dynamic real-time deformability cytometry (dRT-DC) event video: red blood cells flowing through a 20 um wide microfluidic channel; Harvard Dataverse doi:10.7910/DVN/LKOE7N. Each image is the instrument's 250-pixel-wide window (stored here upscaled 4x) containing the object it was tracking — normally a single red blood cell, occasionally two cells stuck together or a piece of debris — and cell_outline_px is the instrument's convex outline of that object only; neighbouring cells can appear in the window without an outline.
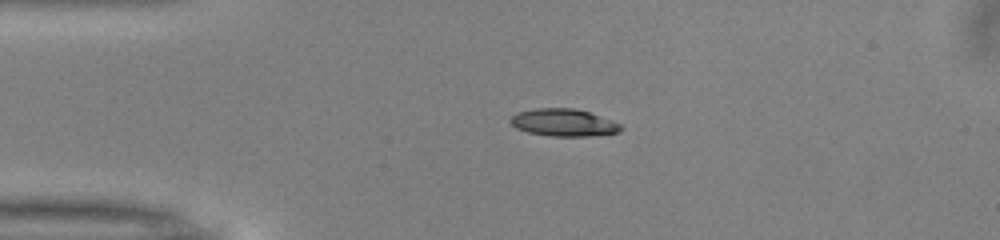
{"species": "common noctule bat (a hibernating species)", "species_latin": "Nyctalus noctula", "temperature_condition": "warm", "stored_images_in_passage": 40, "camera_frame_rate_fps": 3000, "um_per_image_px": 0.085, "animal": {"sex": "male", "body_mass_g": 13.0, "forearm_length_mm": 53.1}, "frame": {"image": 1, "passage_image": 1, "time_ms": 0.0, "image_size_px": [1000, 240], "cell_outline_px": [[624, 128], [616, 132], [588, 136], [552, 136], [528, 132], [516, 128], [508, 120], [512, 116], [520, 112], [536, 108], [576, 108], [588, 112], [620, 124]], "centroid_in_image_um": [47.87, 10.41], "position_along_channel_um": 37.1, "area_um2": 17.28}}
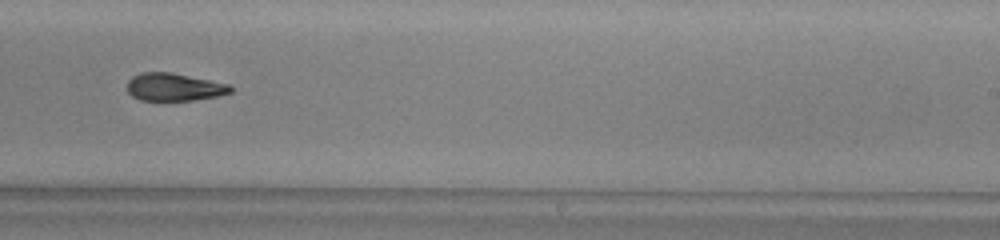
{"frame": {"image": 2, "passage_image": 21, "time_ms": 6.667, "image_size_px": [1000, 240], "cell_outline_px": [[232, 92], [216, 96], [192, 100], [140, 100], [132, 96], [128, 92], [128, 80], [132, 76], [140, 72], [172, 72], [228, 84], [232, 88]], "centroid_in_image_um": [14.76, 7.39], "position_along_channel_um": 274.2, "area_um2": 16.59}}
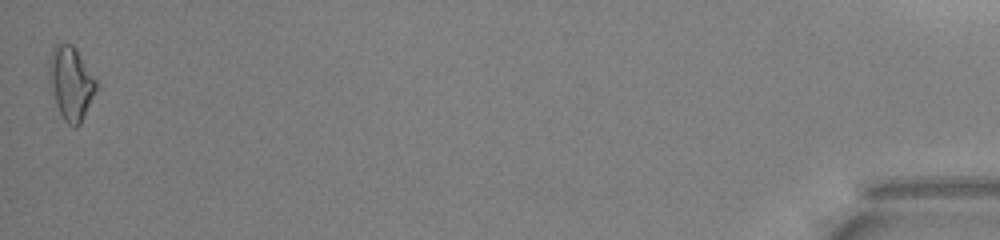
{"frame": {"image": 3, "passage_image": 40, "time_ms": 13.0, "image_size_px": [1000, 240], "cell_outline_px": [[96, 92], [80, 124], [76, 128], [68, 124], [64, 120], [56, 104], [48, 76], [48, 60], [52, 44], [60, 40], [72, 44], [76, 48], [96, 80]], "centroid_in_image_um": [5.99, 6.99], "position_along_channel_um": 429.2, "area_um2": 20.46}, "authors_computed_cell_mechanics": {"area_um2": 17.6001, "velocity_mm_per_s": 4.0472, "shape_relaxation_time_tau1_ms": 7.0643, "shape_relaxation_time_tau2_ms": 6.1097, "deformation_change_tau1": 0.1705, "deformation_change_tau2": 0.1545}}